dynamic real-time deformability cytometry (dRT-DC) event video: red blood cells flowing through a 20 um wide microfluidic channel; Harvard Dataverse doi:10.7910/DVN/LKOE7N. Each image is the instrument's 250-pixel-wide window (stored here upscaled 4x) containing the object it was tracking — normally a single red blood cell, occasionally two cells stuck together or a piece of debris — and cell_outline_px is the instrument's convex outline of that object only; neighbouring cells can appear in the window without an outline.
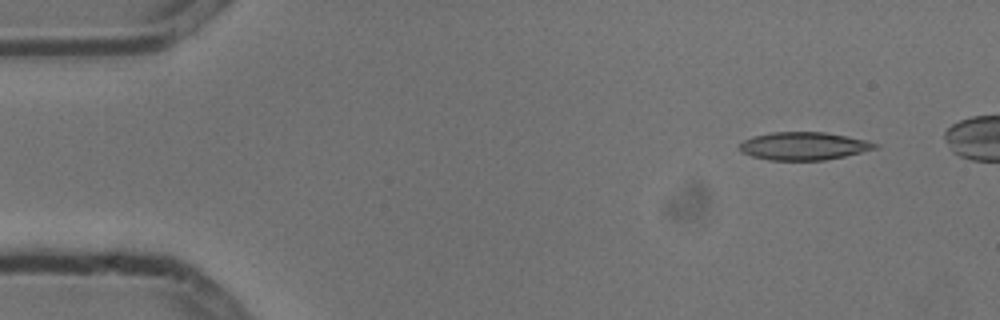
{"species": "common noctule bat (a hibernating species)", "species_latin": "Nyctalus noctula", "temperature_condition": "cold", "stored_images_in_passage": 5, "camera_frame_rate_fps": 3000, "um_per_image_px": 0.085, "animal": {"sex": "male", "body_mass_g": 13.3}, "frame": {"image": 1, "passage_image": 1, "time_ms": 0.0, "image_size_px": [1000, 320], "cell_outline_px": [[880, 144], [876, 148], [844, 156], [824, 160], [768, 160], [752, 156], [740, 152], [740, 144], [744, 140], [752, 136], [772, 132], [824, 132], [864, 140]], "centroid_in_image_um": [68.26, 12.41], "position_along_channel_um": 16.7, "area_um2": 21.79}}